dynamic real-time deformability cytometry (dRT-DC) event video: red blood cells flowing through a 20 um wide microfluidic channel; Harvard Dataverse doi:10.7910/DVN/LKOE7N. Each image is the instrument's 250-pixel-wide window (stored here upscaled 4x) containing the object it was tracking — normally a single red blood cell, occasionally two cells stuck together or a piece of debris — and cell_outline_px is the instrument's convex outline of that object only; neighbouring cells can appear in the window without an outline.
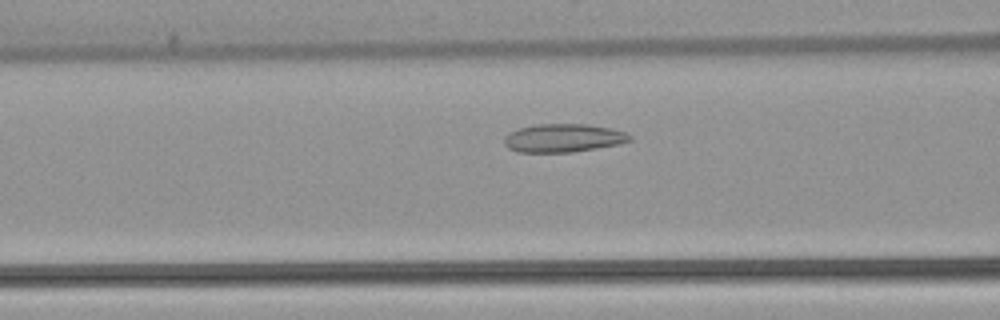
{"species": "common noctule bat (a hibernating species)", "species_latin": "Nyctalus noctula", "temperature_condition": "warm", "stored_images_in_passage": 47, "camera_frame_rate_fps": 3000, "um_per_image_px": 0.085, "animal": {"sex": "female", "body_mass_g": 22.7, "forearm_length_mm": 54.2}, "frame": {"image": 1, "passage_image": 15, "time_ms": 4.667, "image_size_px": [1000, 320], "cell_outline_px": [[632, 140], [620, 144], [572, 152], [516, 152], [508, 148], [504, 144], [504, 136], [508, 132], [520, 128], [536, 124], [588, 124], [612, 128], [628, 132], [632, 136]], "centroid_in_image_um": [47.9, 11.73], "position_along_channel_um": 118.7, "area_um2": 20.98}}
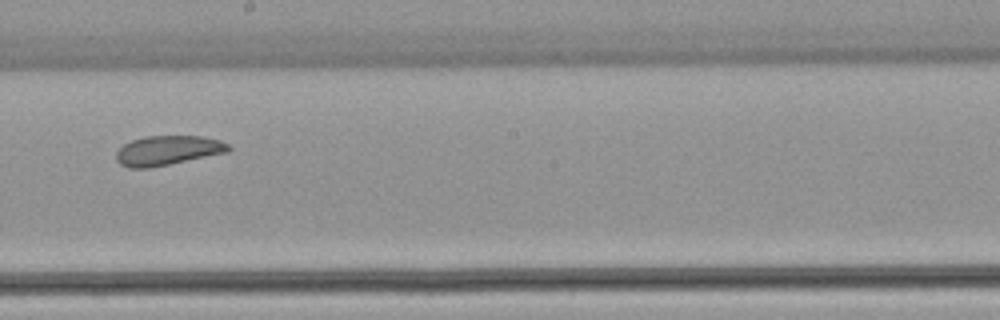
{"frame": {"image": 2, "passage_image": 24, "time_ms": 7.667, "image_size_px": [1000, 320], "cell_outline_px": [[232, 148], [228, 152], [148, 168], [128, 168], [120, 164], [116, 160], [116, 152], [124, 144], [132, 140], [144, 136], [200, 136], [220, 140], [228, 144]], "centroid_in_image_um": [14.24, 12.78], "position_along_channel_um": 234.0, "area_um2": 19.25}}
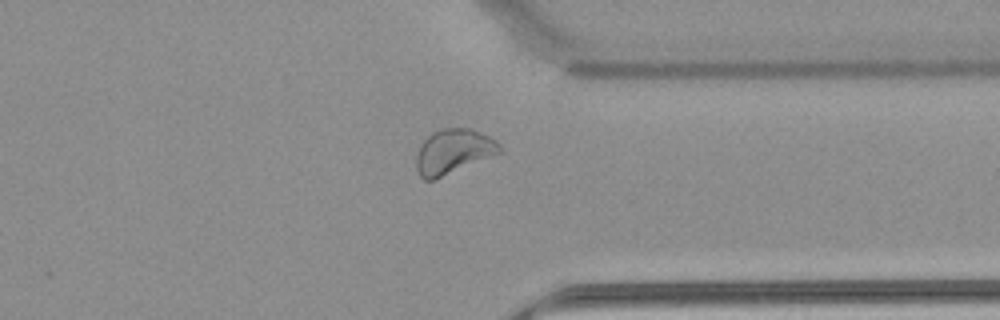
{"frame": {"image": 3, "passage_image": 35, "time_ms": 11.333, "image_size_px": [1000, 320], "cell_outline_px": [[504, 148], [500, 152], [432, 180], [424, 180], [420, 176], [416, 168], [416, 156], [420, 144], [432, 132], [444, 128], [468, 128], [480, 132], [496, 140]], "centroid_in_image_um": [38.5, 12.86], "position_along_channel_um": 372.9, "area_um2": 21.33}, "authors_computed_cell_mechanics": {"area_um2": 21.675, "velocity_mm_per_s": 3.8545, "shape_relaxation_time_tau1_ms": 6.767, "shape_relaxation_time_tau2_ms": 3.4647, "deformation_change_tau1": 0.1151, "deformation_change_tau2": 0.0703}}